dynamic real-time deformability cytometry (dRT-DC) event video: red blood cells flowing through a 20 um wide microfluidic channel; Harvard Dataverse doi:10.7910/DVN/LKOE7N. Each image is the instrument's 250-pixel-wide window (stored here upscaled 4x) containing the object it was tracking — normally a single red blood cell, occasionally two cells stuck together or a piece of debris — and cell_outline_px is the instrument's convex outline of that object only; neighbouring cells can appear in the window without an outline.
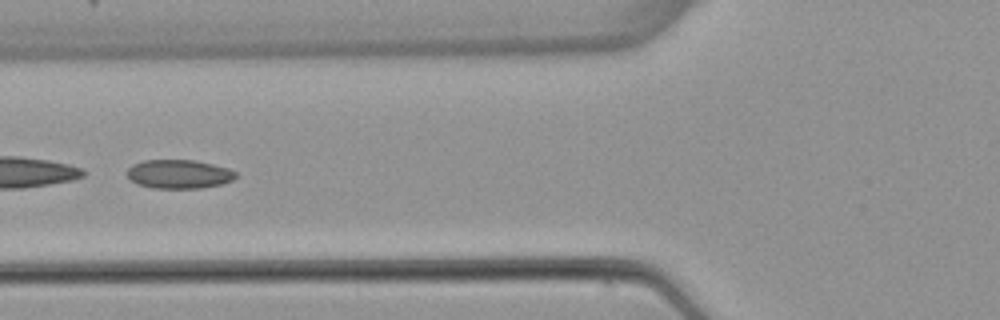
{"species": "common noctule bat (a hibernating species)", "species_latin": "Nyctalus noctula", "temperature_condition": "warm", "stored_images_in_passage": 5, "segment_of_instrument_passage": [2, 2], "camera_frame_rate_fps": 3000, "um_per_image_px": 0.085, "animal": {"sex": "female", "body_mass_g": 22.7, "forearm_length_mm": 54.2}, "frame": {"image": 1, "passage_image": 5, "time_ms": 6.667, "image_size_px": [1000, 320], "cell_outline_px": [[236, 176], [232, 180], [220, 184], [200, 188], [152, 188], [136, 184], [124, 172], [132, 164], [144, 160], [196, 160], [228, 168], [236, 172]], "centroid_in_image_um": [15.17, 14.79], "position_along_channel_um": 110.6, "area_um2": 18.32}}